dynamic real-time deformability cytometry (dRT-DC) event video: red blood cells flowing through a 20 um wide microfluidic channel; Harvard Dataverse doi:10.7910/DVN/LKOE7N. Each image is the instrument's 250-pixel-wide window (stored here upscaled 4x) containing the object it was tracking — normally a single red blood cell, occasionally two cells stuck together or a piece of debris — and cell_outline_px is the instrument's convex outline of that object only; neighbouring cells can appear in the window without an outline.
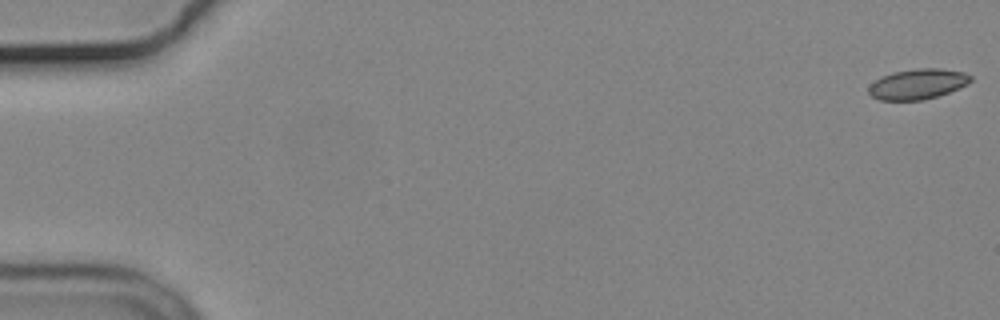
{"species": "common noctule bat (a hibernating species)", "species_latin": "Nyctalus noctula", "temperature_condition": "cold", "stored_images_in_passage": 56, "camera_frame_rate_fps": 3000, "um_per_image_px": 0.085, "animal": {"sex": "male", "body_mass_g": 19.2, "forearm_length_mm": 51.8}, "frame": {"image": 1, "passage_image": 1, "time_ms": 0.0, "image_size_px": [1000, 320], "cell_outline_px": [[972, 80], [968, 84], [960, 88], [924, 100], [880, 100], [872, 96], [868, 92], [868, 88], [880, 76], [892, 72], [916, 68], [940, 68], [964, 72], [972, 76]], "centroid_in_image_um": [78.02, 7.13], "position_along_channel_um": 7.0, "area_um2": 18.09}}
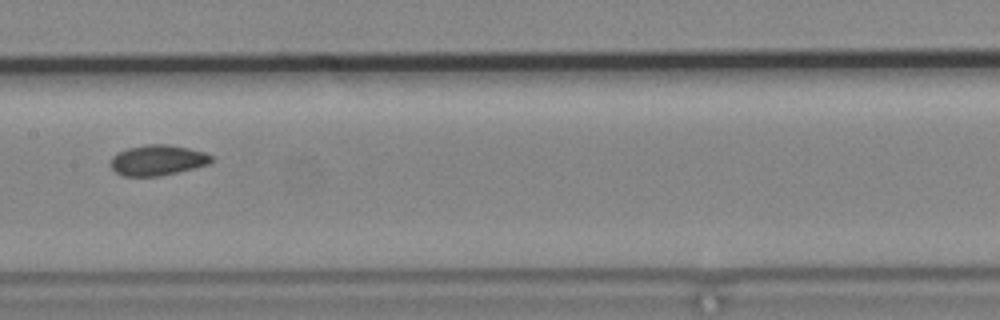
{"frame": {"image": 2, "passage_image": 29, "time_ms": 9.333, "image_size_px": [1000, 320], "cell_outline_px": [[212, 160], [208, 164], [160, 176], [124, 176], [116, 172], [112, 168], [112, 156], [116, 152], [128, 148], [148, 144], [168, 144], [188, 148], [204, 152], [212, 156]], "centroid_in_image_um": [13.38, 13.61], "position_along_channel_um": 194.0, "area_um2": 17.69}}
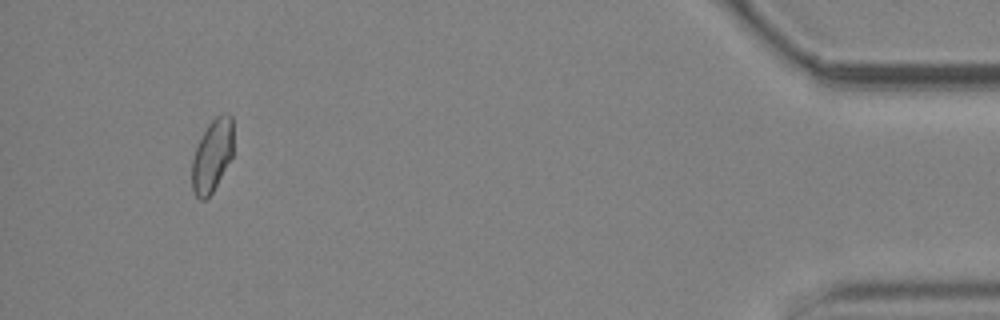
{"frame": {"image": 3, "passage_image": 53, "time_ms": 17.333, "image_size_px": [1000, 320], "cell_outline_px": [[232, 156], [212, 192], [204, 200], [200, 200], [196, 196], [192, 188], [192, 160], [196, 148], [208, 124], [216, 116], [224, 112], [228, 112], [232, 116]], "centroid_in_image_um": [18.03, 13.2], "position_along_channel_um": 417.2, "area_um2": 17.22}}